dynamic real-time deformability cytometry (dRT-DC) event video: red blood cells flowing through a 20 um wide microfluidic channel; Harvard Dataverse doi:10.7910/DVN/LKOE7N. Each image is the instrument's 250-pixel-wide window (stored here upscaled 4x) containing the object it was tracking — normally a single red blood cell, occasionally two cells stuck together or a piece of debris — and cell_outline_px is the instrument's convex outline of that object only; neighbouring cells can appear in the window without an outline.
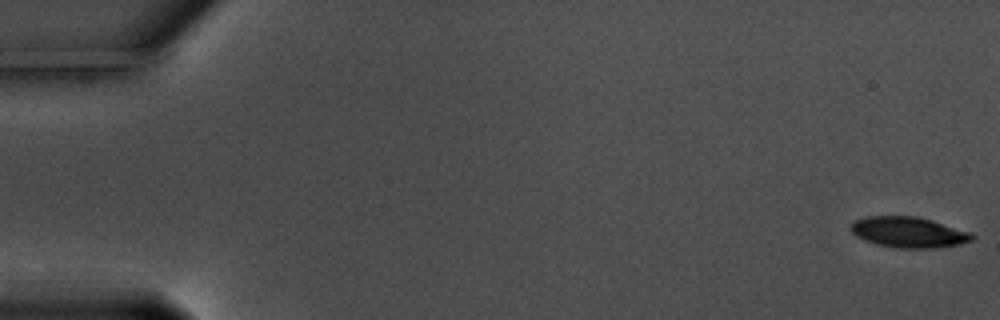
{"species": "common noctule bat (a hibernating species)", "species_latin": "Nyctalus noctula", "temperature_condition": "warm", "stored_images_in_passage": 58, "camera_frame_rate_fps": 3000, "um_per_image_px": 0.085, "animal": {"sex": "male", "body_mass_g": 17.5, "forearm_length_mm": 52.3}, "frame": {"image": 1, "passage_image": 1, "time_ms": 0.0, "image_size_px": [1000, 320], "cell_outline_px": [[972, 240], [960, 244], [936, 248], [900, 248], [876, 244], [864, 240], [856, 236], [848, 228], [852, 220], [868, 216], [916, 216], [932, 220], [968, 232], [972, 236]], "centroid_in_image_um": [77.14, 19.73], "position_along_channel_um": 7.9, "area_um2": 21.62}}
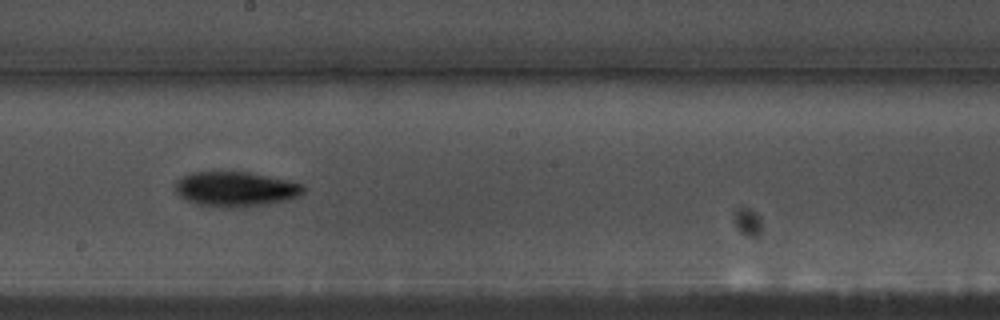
{"frame": {"image": 2, "passage_image": 33, "time_ms": 10.667, "image_size_px": [1000, 320], "cell_outline_px": [[304, 192], [288, 200], [244, 208], [224, 208], [196, 204], [180, 196], [176, 192], [176, 180], [192, 172], [248, 172], [268, 176], [300, 184], [304, 188]], "centroid_in_image_um": [20.0, 16.09], "position_along_channel_um": 228.2, "area_um2": 25.89}}
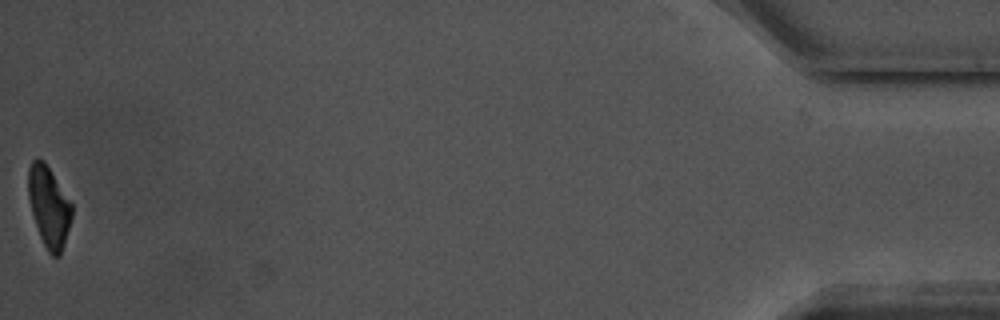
{"frame": {"image": 3, "passage_image": 58, "time_ms": 19.0, "image_size_px": [1000, 320], "cell_outline_px": [[72, 216], [64, 244], [60, 256], [52, 256], [48, 252], [40, 236], [32, 212], [28, 196], [28, 168], [32, 160], [36, 156], [44, 160], [72, 204]], "centroid_in_image_um": [4.15, 17.53], "position_along_channel_um": 431.1, "area_um2": 20.35}, "authors_computed_cell_mechanics": {"area_um2": 23.12, "velocity_mm_per_s": 3.5709, "shape_relaxation_time_tau1_ms": 1.8663, "shape_relaxation_time_tau2_ms": null, "deformation_change_tau1": 0.143, "deformation_change_tau2": null}}